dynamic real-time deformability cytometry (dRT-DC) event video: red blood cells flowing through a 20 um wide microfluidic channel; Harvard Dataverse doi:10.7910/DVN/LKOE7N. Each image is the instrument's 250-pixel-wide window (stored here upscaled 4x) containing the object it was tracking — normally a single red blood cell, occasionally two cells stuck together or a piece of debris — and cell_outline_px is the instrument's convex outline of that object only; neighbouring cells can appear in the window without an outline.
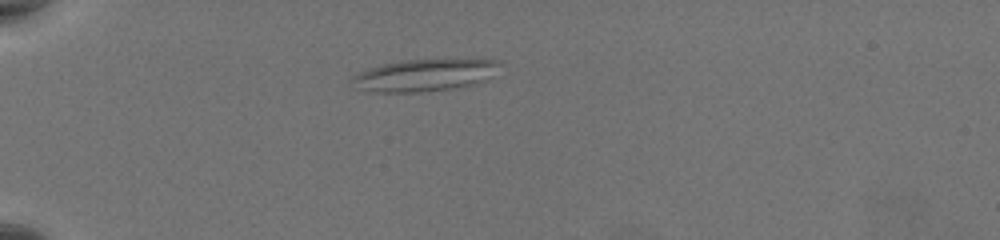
{"species": "common noctule bat (a hibernating species)", "species_latin": "Nyctalus noctula", "temperature_condition": "warm", "stored_images_in_passage": 42, "camera_frame_rate_fps": 3000, "um_per_image_px": 0.085, "animal": {"sex": "female", "body_mass_g": 19.5, "forearm_length_mm": 54.1}, "frame": {"image": 1, "passage_image": 2, "time_ms": 0.333, "image_size_px": [1000, 240], "cell_outline_px": [[500, 64], [484, 80], [472, 84], [452, 88], [420, 92], [368, 92], [356, 88], [348, 80], [352, 76], [360, 72], [384, 64], [404, 60], [500, 60]], "centroid_in_image_um": [35.96, 6.41], "position_along_channel_um": 49.0, "area_um2": 26.99}}
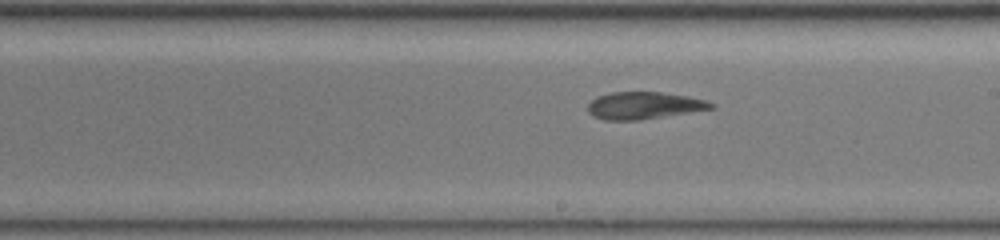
{"frame": {"image": 2, "passage_image": 20, "time_ms": 6.333, "image_size_px": [1000, 240], "cell_outline_px": [[716, 108], [640, 120], [604, 120], [592, 116], [588, 112], [588, 104], [596, 96], [612, 92], [660, 92], [688, 96], [704, 100], [716, 104]], "centroid_in_image_um": [54.73, 8.97], "position_along_channel_um": 234.3, "area_um2": 19.59}}
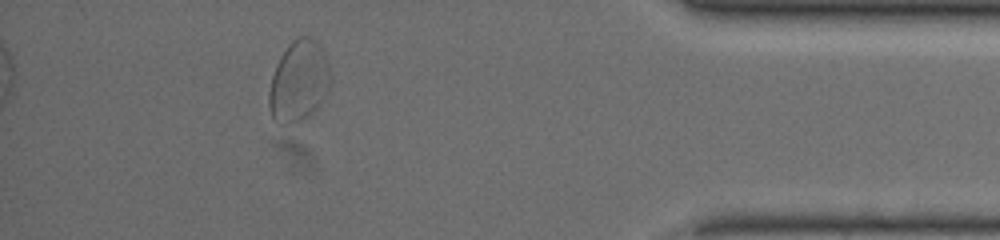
{"frame": {"image": 3, "passage_image": 37, "time_ms": 12.0, "image_size_px": [1000, 240], "cell_outline_px": [[332, 84], [328, 92], [320, 104], [316, 108], [300, 120], [288, 124], [280, 124], [272, 116], [268, 108], [268, 92], [272, 76], [276, 64], [280, 56], [288, 44], [292, 40], [300, 36], [308, 36], [324, 52], [328, 60], [332, 76]], "centroid_in_image_um": [25.4, 6.9], "position_along_channel_um": 409.8, "area_um2": 29.13}, "authors_computed_cell_mechanics": {"area_um2": 20.8369, "velocity_mm_per_s": 3.7293, "shape_relaxation_time_tau1_ms": null, "shape_relaxation_time_tau2_ms": 2.5403, "deformation_change_tau1": null, "deformation_change_tau2": 0.1059}}